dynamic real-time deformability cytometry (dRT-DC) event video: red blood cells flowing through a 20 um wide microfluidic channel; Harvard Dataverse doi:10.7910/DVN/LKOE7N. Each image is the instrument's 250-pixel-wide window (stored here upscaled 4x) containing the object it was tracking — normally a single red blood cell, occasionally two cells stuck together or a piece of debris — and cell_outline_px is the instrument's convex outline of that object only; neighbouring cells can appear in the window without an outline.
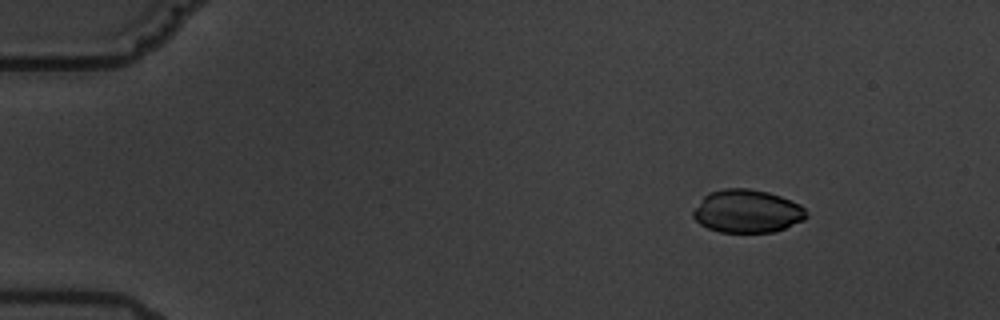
{"species": "common noctule bat (a hibernating species)", "species_latin": "Nyctalus noctula", "temperature_condition": "warm", "stored_images_in_passage": 4, "camera_frame_rate_fps": 3000, "um_per_image_px": 0.085, "animal": {"sex": "male", "body_mass_g": 19.5, "forearm_length_mm": 54.6}, "frame": {"image": 1, "passage_image": 1, "time_ms": 0.0, "image_size_px": [1000, 320], "cell_outline_px": [[808, 216], [804, 220], [784, 228], [772, 232], [720, 232], [708, 228], [700, 224], [692, 216], [692, 212], [704, 196], [708, 192], [724, 188], [748, 188], [768, 192], [780, 196], [800, 204], [808, 212]], "centroid_in_image_um": [63.51, 17.95], "position_along_channel_um": 21.5, "area_um2": 28.44}}
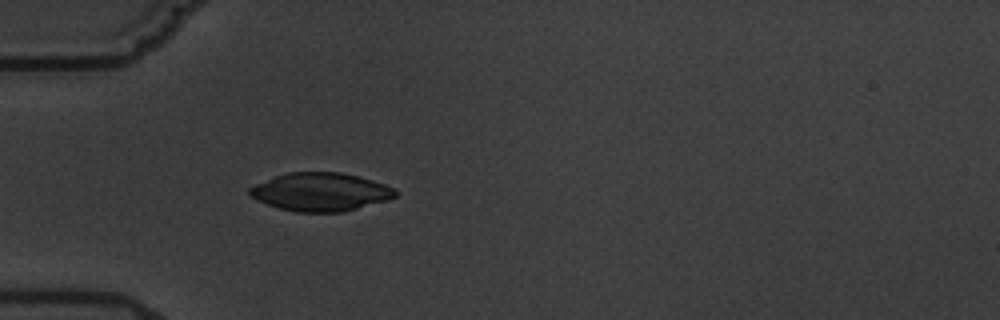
{"frame": {"image": 2, "passage_image": 4, "time_ms": 3.667, "image_size_px": [1000, 320], "cell_outline_px": [[396, 196], [388, 200], [344, 212], [296, 212], [280, 208], [256, 200], [248, 196], [248, 188], [256, 184], [276, 176], [288, 172], [340, 172], [372, 180], [384, 184], [392, 188], [396, 192]], "centroid_in_image_um": [27.22, 16.32], "position_along_channel_um": 57.8, "area_um2": 32.37}}